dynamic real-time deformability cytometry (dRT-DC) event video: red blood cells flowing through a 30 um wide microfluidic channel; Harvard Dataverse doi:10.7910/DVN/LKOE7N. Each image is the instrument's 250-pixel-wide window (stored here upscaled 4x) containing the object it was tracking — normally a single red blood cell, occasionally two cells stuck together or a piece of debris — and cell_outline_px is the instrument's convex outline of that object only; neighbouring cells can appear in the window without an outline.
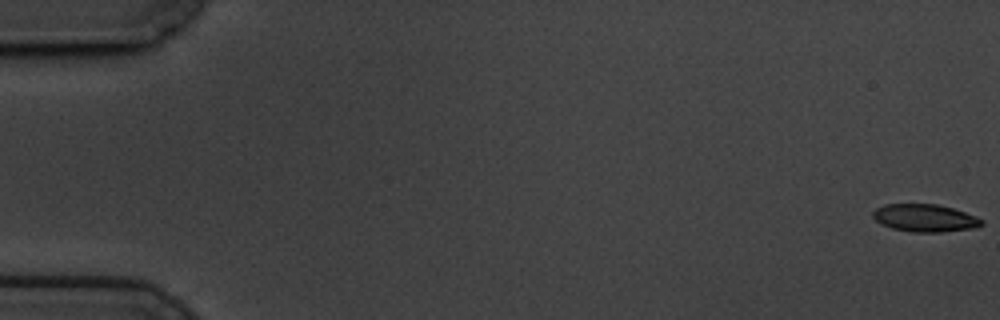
{"species": "common noctule bat (a hibernating species)", "species_latin": "Nyctalus noctula", "temperature_condition": "cold", "stored_images_in_passage": 59, "camera_frame_rate_fps": 3000, "um_per_image_px": 0.085, "animal": {"sex": "male", "body_mass_g": 19.5, "forearm_length_mm": 54.6}, "frame": {"image": 1, "passage_image": 1, "time_ms": 0.0, "image_size_px": [1000, 320], "cell_outline_px": [[984, 224], [976, 228], [940, 232], [912, 232], [892, 228], [880, 224], [872, 216], [872, 212], [876, 208], [884, 204], [936, 204], [952, 208], [976, 216], [984, 220]], "centroid_in_image_um": [78.62, 18.53], "position_along_channel_um": 6.4, "area_um2": 17.57}}
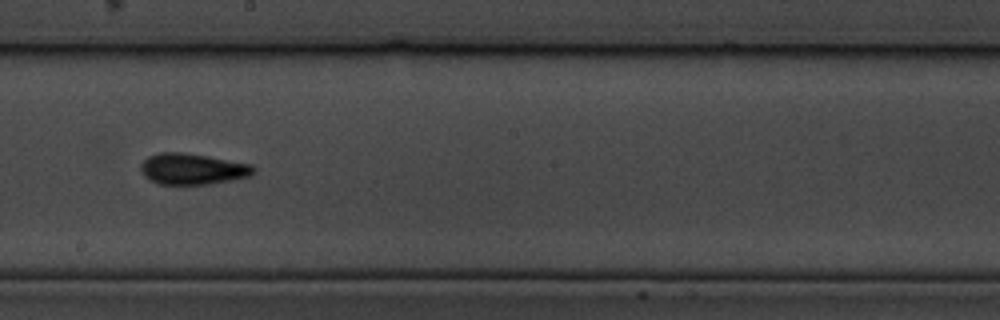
{"frame": {"image": 2, "passage_image": 34, "time_ms": 11.0, "image_size_px": [1000, 320], "cell_outline_px": [[256, 172], [252, 176], [232, 180], [208, 184], [160, 184], [144, 176], [140, 168], [140, 164], [148, 156], [160, 152], [180, 152], [208, 156], [252, 164], [256, 168]], "centroid_in_image_um": [16.4, 14.36], "position_along_channel_um": 231.8, "area_um2": 20.52}}
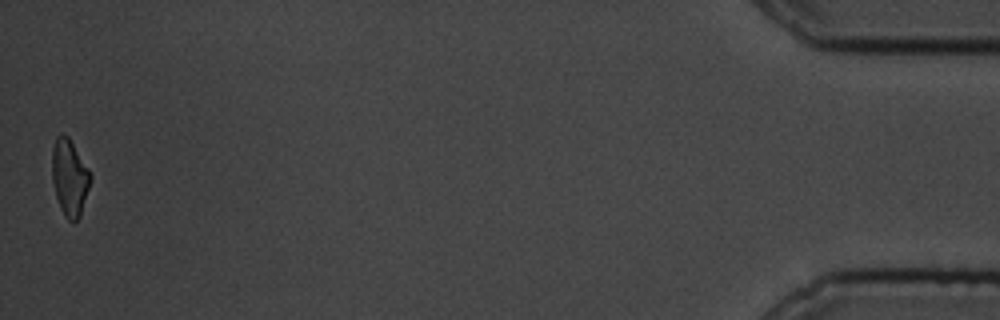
{"frame": {"image": 3, "passage_image": 59, "time_ms": 19.333, "image_size_px": [1000, 320], "cell_outline_px": [[92, 180], [80, 216], [72, 224], [64, 216], [60, 208], [56, 196], [52, 180], [52, 148], [56, 136], [68, 136], [88, 168], [92, 176]], "centroid_in_image_um": [5.92, 15.13], "position_along_channel_um": 429.3, "area_um2": 17.17}, "authors_computed_cell_mechanics": {"area_um2": 18.6116, "velocity_mm_per_s": 3.4451, "shape_relaxation_time_tau1_ms": 3.2675, "shape_relaxation_time_tau2_ms": 1.9014, "deformation_change_tau1": 0.131, "deformation_change_tau2": 0.0808}}